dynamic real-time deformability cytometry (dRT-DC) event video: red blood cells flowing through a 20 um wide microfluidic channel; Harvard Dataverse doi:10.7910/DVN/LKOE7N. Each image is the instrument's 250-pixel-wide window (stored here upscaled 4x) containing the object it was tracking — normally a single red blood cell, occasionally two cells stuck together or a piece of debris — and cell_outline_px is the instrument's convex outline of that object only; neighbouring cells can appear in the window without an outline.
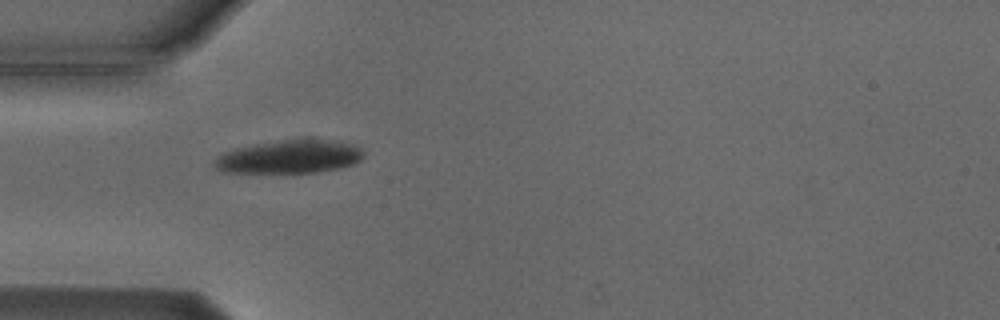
{"species": "Egyptian fruit bat (a non-hibernating species)", "species_latin": "Rousettus aegyptiacus", "temperature_condition": "cold", "stored_images_in_passage": 5, "camera_frame_rate_fps": 3000, "um_per_image_px": 0.085, "animal": {"sex": "male"}, "frame": {"image": 1, "passage_image": 4, "time_ms": 4.333, "image_size_px": [1000, 320], "cell_outline_px": [[364, 156], [360, 160], [352, 164], [340, 168], [320, 172], [220, 172], [212, 164], [212, 160], [216, 156], [224, 152], [236, 148], [256, 144], [280, 140], [340, 140], [352, 144], [360, 148], [364, 152]], "centroid_in_image_um": [24.59, 13.33], "position_along_channel_um": 60.4, "area_um2": 28.9}}
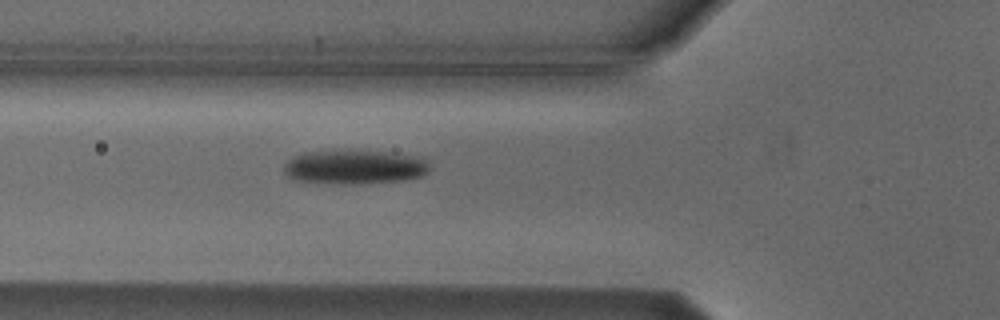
{"frame": {"image": 2, "passage_image": 5, "time_ms": 5.333, "image_size_px": [1000, 320], "cell_outline_px": [[432, 168], [424, 176], [404, 180], [356, 184], [344, 184], [300, 180], [288, 176], [284, 172], [284, 164], [288, 160], [304, 152], [384, 152], [420, 156], [428, 160]], "centroid_in_image_um": [30.25, 14.21], "position_along_channel_um": 95.6, "area_um2": 28.55}}